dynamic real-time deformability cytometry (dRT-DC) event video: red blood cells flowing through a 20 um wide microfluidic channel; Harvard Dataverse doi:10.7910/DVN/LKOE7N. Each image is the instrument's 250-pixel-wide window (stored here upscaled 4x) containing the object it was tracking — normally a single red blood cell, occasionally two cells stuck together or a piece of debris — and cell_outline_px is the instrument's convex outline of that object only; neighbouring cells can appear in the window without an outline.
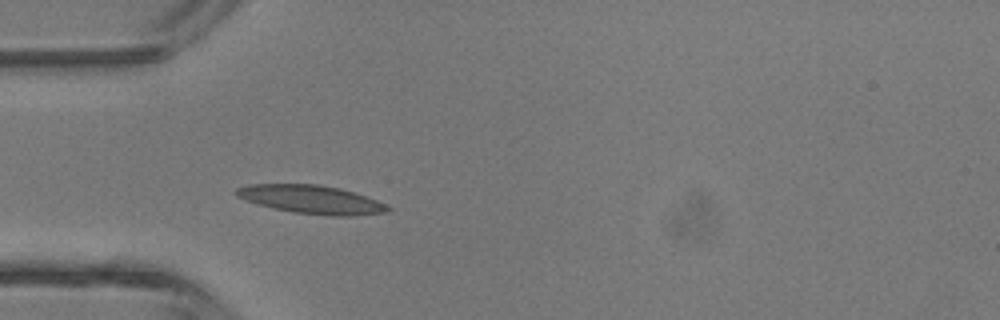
{"species": "common noctule bat (a hibernating species)", "species_latin": "Nyctalus noctula", "temperature_condition": "room temperature", "stored_images_in_passage": 3, "camera_frame_rate_fps": 3000, "um_per_image_px": 0.085, "animal": {"sex": "male", "body_mass_g": 13.3}, "frame": {"image": 1, "passage_image": 3, "time_ms": 2.333, "image_size_px": [1000, 320], "cell_outline_px": [[392, 208], [384, 212], [352, 216], [332, 216], [296, 212], [272, 208], [236, 196], [232, 192], [236, 188], [248, 184], [320, 184], [340, 188], [376, 200]], "centroid_in_image_um": [26.42, 16.94], "position_along_channel_um": 58.6, "area_um2": 24.8}}